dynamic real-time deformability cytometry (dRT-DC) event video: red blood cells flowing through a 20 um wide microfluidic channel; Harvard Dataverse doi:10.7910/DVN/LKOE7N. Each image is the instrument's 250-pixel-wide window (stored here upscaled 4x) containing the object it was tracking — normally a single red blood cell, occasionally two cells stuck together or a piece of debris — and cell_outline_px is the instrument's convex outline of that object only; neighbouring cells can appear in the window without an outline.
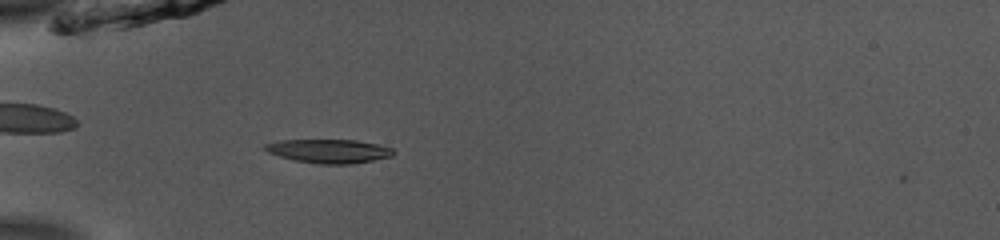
{"species": "common noctule bat (a hibernating species)", "species_latin": "Nyctalus noctula", "temperature_condition": "room temperature", "stored_images_in_passage": 36, "camera_frame_rate_fps": 3000, "um_per_image_px": 0.085, "animal": {"sex": "male", "body_mass_g": 13.0, "forearm_length_mm": 53.1}, "frame": {"image": 1, "passage_image": 1, "time_ms": 0.0, "image_size_px": [1000, 240], "cell_outline_px": [[396, 152], [392, 156], [372, 160], [348, 164], [320, 164], [296, 160], [280, 156], [268, 152], [264, 148], [264, 144], [276, 140], [356, 140], [376, 144], [392, 148]], "centroid_in_image_um": [27.95, 12.83], "position_along_channel_um": 57.0, "area_um2": 17.63}}
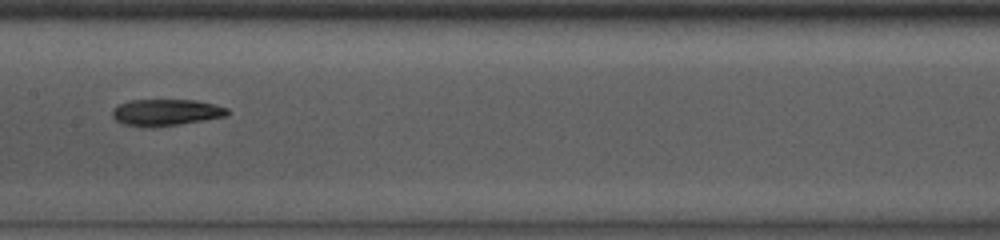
{"frame": {"image": 2, "passage_image": 12, "time_ms": 3.667, "image_size_px": [1000, 240], "cell_outline_px": [[228, 112], [224, 116], [204, 120], [176, 124], [124, 124], [116, 120], [112, 116], [112, 112], [120, 104], [128, 100], [196, 100], [228, 108]], "centroid_in_image_um": [14.13, 9.5], "position_along_channel_um": 193.3, "area_um2": 16.76}}
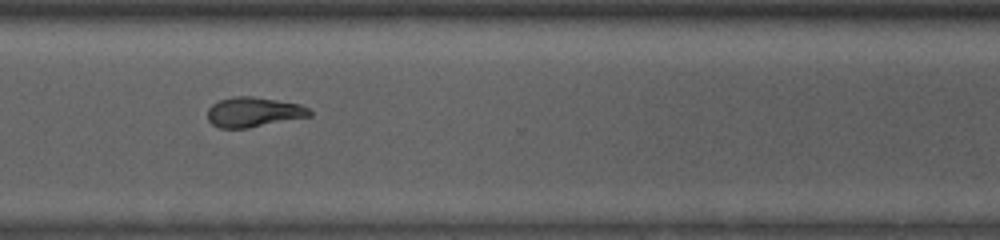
{"frame": {"image": 3, "passage_image": 24, "time_ms": 7.667, "image_size_px": [1000, 240], "cell_outline_px": [[312, 116], [248, 128], [220, 128], [212, 124], [208, 120], [208, 108], [212, 104], [220, 100], [232, 96], [252, 96], [300, 104], [308, 108], [312, 112]], "centroid_in_image_um": [21.56, 9.53], "position_along_channel_um": 349.0, "area_um2": 17.8}, "authors_computed_cell_mechanics": {"area_um2": 17.6579, "velocity_mm_per_s": 3.9043, "shape_relaxation_time_tau1_ms": null, "shape_relaxation_time_tau2_ms": 7.4097, "deformation_change_tau1": null, "deformation_change_tau2": 0.1719}}